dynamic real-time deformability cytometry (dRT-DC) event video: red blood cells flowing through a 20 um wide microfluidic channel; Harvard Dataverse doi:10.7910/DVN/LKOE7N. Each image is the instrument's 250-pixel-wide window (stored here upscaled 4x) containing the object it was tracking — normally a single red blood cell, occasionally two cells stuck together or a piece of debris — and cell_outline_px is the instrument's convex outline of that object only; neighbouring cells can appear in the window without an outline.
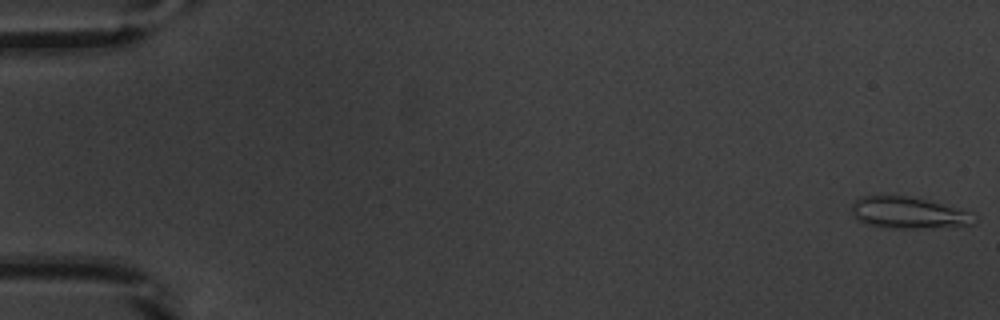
{"species": "common noctule bat (a hibernating species)", "species_latin": "Nyctalus noctula", "temperature_condition": "warm", "stored_images_in_passage": 12, "camera_frame_rate_fps": 3000, "um_per_image_px": 0.085, "animal": {"sex": "male", "body_mass_g": 20.1, "forearm_length_mm": 53.5}, "frame": {"image": 1, "passage_image": 1, "time_ms": 0.0, "image_size_px": [1000, 320], "cell_outline_px": [[976, 224], [928, 228], [892, 228], [868, 224], [860, 220], [852, 212], [852, 200], [860, 196], [908, 196], [956, 208], [968, 212]], "centroid_in_image_um": [77.14, 18.09], "position_along_channel_um": 7.9, "area_um2": 21.91}}